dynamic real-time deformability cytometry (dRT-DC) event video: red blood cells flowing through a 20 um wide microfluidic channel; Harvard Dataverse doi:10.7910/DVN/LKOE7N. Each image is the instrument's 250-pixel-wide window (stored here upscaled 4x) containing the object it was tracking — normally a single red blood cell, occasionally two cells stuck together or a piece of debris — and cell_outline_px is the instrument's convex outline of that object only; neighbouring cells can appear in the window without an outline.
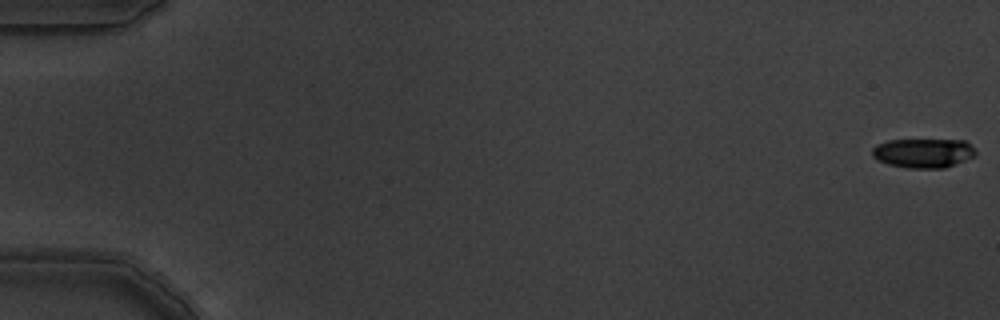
{"species": "common noctule bat (a hibernating species)", "species_latin": "Nyctalus noctula", "temperature_condition": "warm", "stored_images_in_passage": 5, "camera_frame_rate_fps": 3000, "um_per_image_px": 0.085, "animal": {"sex": "male", "body_mass_g": 19.5, "forearm_length_mm": 54.6}, "frame": {"image": 1, "passage_image": 1, "time_ms": 0.0, "image_size_px": [1000, 320], "cell_outline_px": [[976, 156], [956, 164], [944, 168], [908, 168], [888, 164], [876, 160], [872, 156], [872, 148], [876, 144], [888, 140], [964, 140], [976, 152]], "centroid_in_image_um": [78.45, 13.01], "position_along_channel_um": 6.6, "area_um2": 17.74}}